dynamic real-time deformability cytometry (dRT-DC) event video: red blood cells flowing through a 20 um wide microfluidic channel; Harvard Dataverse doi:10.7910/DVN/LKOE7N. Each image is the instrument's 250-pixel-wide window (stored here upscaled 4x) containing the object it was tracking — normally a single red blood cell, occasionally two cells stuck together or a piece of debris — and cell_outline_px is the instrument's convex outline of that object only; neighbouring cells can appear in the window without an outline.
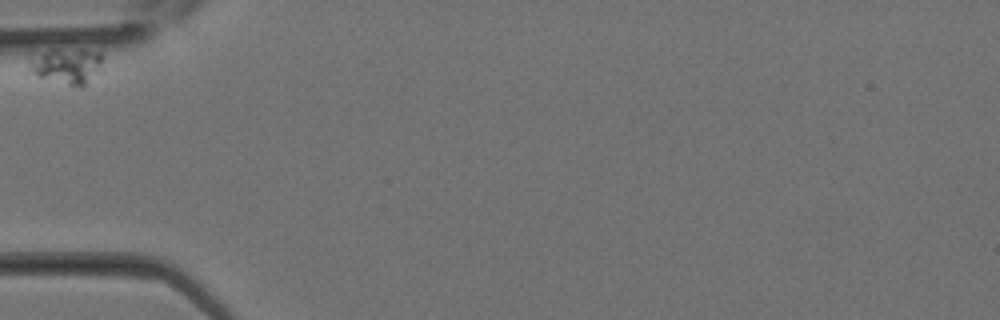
{"species": "Egyptian fruit bat (a non-hibernating species)", "species_latin": "Rousettus aegyptiacus", "temperature_condition": "room temperature", "stored_images_in_passage": 22, "camera_frame_rate_fps": 3000, "um_per_image_px": 0.085, "animal": {"sex": "female"}, "frame": {"image": 1, "passage_image": 1, "time_ms": 0.0, "image_size_px": [1000, 320], "cell_outline_px": [[104, 56], [100, 72], [80, 88], [76, 88], [36, 76], [28, 68], [40, 56], [52, 48], [80, 48], [100, 52]], "centroid_in_image_um": [5.82, 5.61], "position_along_channel_um": 79.2, "area_um2": 15.43}}
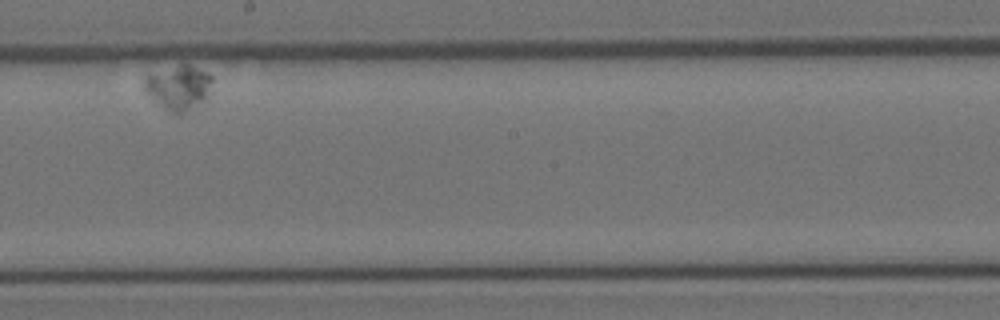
{"frame": {"image": 2, "passage_image": 13, "time_ms": 4.0, "image_size_px": [1000, 320], "cell_outline_px": [[212, 80], [204, 96], [200, 100], [184, 112], [168, 112], [144, 92], [144, 80], [148, 76], [180, 64], [188, 64], [208, 72], [212, 76]], "centroid_in_image_um": [15.12, 7.41], "position_along_channel_um": 233.1, "area_um2": 16.7}}
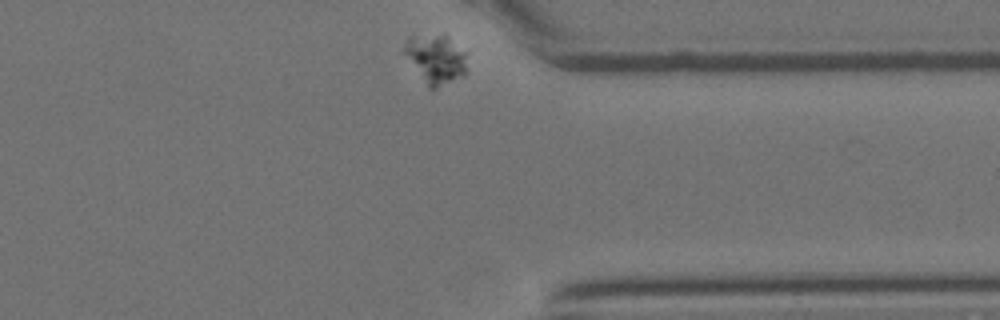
{"frame": {"image": 3, "passage_image": 22, "time_ms": 7.0, "image_size_px": [1000, 320], "cell_outline_px": [[464, 76], [436, 88], [428, 88], [404, 52], [404, 48], [408, 40], [412, 36], [448, 36], [464, 52]], "centroid_in_image_um": [37.03, 5.05], "position_along_channel_um": 374.4, "area_um2": 16.99}}